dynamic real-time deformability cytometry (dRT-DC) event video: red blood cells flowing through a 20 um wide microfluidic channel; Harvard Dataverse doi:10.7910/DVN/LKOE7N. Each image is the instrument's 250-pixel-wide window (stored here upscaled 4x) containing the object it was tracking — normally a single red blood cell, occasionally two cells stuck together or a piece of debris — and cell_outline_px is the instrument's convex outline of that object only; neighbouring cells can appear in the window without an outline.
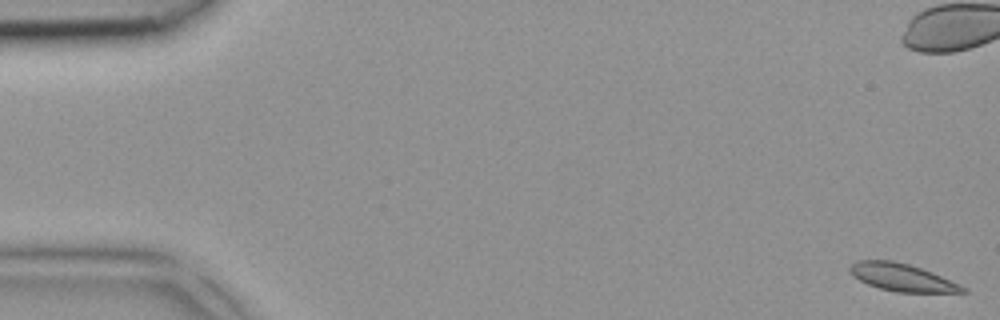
{"species": "common noctule bat (a hibernating species)", "species_latin": "Nyctalus noctula", "temperature_condition": "room temperature", "stored_images_in_passage": 4, "segment_of_instrument_passage": [2, 2], "camera_frame_rate_fps": 3000, "um_per_image_px": 0.085, "animal": {"sex": "female", "body_mass_g": 18.4}, "frame": {"image": 1, "passage_image": 4, "time_ms": 1.0, "image_size_px": [1000, 320], "cell_outline_px": [[968, 292], [896, 292], [880, 288], [868, 284], [860, 280], [848, 268], [856, 260], [892, 260], [908, 264], [932, 272], [960, 284], [968, 288]], "centroid_in_image_um": [76.71, 23.58], "position_along_channel_um": 8.3, "area_um2": 17.86}}